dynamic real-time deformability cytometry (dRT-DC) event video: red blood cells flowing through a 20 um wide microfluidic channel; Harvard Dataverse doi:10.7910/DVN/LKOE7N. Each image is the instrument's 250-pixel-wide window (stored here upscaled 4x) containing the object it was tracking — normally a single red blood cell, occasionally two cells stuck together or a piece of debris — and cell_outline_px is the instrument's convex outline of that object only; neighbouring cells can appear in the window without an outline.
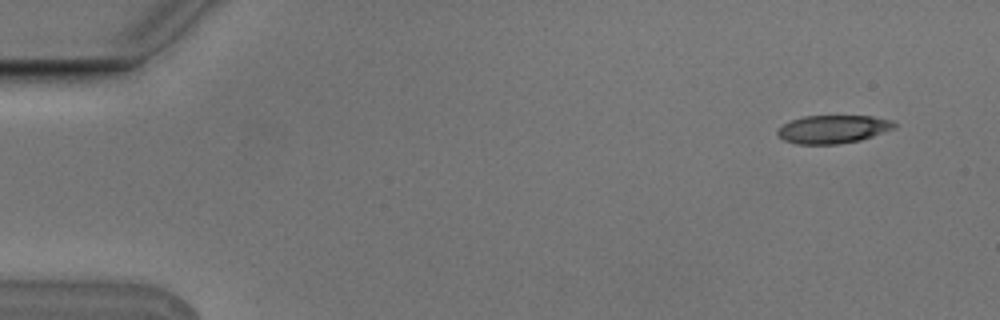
{"species": "Egyptian fruit bat (a non-hibernating species)", "species_latin": "Rousettus aegyptiacus", "temperature_condition": "cold", "stored_images_in_passage": 5, "camera_frame_rate_fps": 3000, "um_per_image_px": 0.085, "animal": {"sex": "male"}, "frame": {"image": 1, "passage_image": 1, "time_ms": 0.0, "image_size_px": [1000, 320], "cell_outline_px": [[896, 128], [860, 140], [836, 144], [796, 144], [784, 140], [776, 132], [784, 124], [792, 120], [804, 116], [872, 116], [892, 120], [896, 124]], "centroid_in_image_um": [70.83, 10.98], "position_along_channel_um": 14.2, "area_um2": 19.02}}